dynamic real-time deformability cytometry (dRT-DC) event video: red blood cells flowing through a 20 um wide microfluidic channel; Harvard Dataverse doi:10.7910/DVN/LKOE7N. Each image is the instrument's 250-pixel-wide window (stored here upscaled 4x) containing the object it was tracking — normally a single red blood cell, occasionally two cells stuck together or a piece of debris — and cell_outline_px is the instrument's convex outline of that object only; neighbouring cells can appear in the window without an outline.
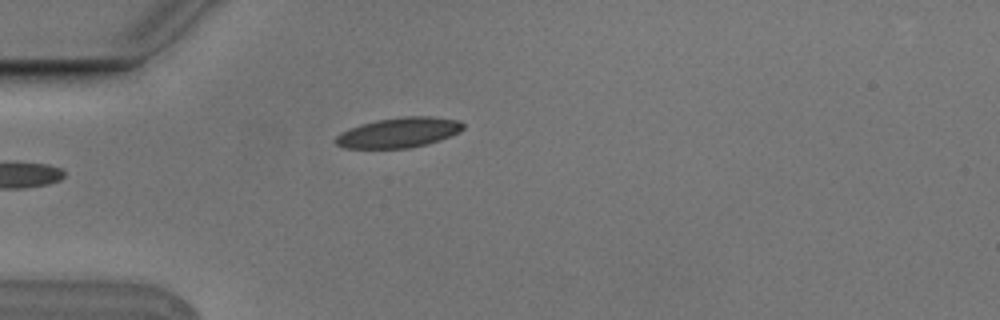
{"species": "Egyptian fruit bat (a non-hibernating species)", "species_latin": "Rousettus aegyptiacus", "temperature_condition": "cold", "stored_images_in_passage": 4, "camera_frame_rate_fps": 3000, "um_per_image_px": 0.085, "animal": {"sex": "male"}, "frame": {"image": 1, "passage_image": 4, "time_ms": 1.0, "image_size_px": [1000, 320], "cell_outline_px": [[464, 128], [460, 132], [440, 140], [428, 144], [408, 148], [344, 148], [336, 144], [336, 136], [340, 132], [360, 124], [376, 120], [404, 116], [432, 116], [460, 120], [464, 124]], "centroid_in_image_um": [33.93, 11.26], "position_along_channel_um": 51.1, "area_um2": 22.48}}